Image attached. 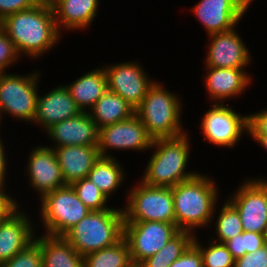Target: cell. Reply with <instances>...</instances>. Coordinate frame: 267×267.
<instances>
[{
	"mask_svg": "<svg viewBox=\"0 0 267 267\" xmlns=\"http://www.w3.org/2000/svg\"><path fill=\"white\" fill-rule=\"evenodd\" d=\"M0 28L13 42L19 56L41 59L60 43L62 34L57 28L54 10L49 0L33 8L16 12L0 22ZM54 47V48H53Z\"/></svg>",
	"mask_w": 267,
	"mask_h": 267,
	"instance_id": "6da1fadb",
	"label": "cell"
},
{
	"mask_svg": "<svg viewBox=\"0 0 267 267\" xmlns=\"http://www.w3.org/2000/svg\"><path fill=\"white\" fill-rule=\"evenodd\" d=\"M216 184L213 177L200 172L172 187L176 225L180 231L198 235L199 228L211 227L221 194Z\"/></svg>",
	"mask_w": 267,
	"mask_h": 267,
	"instance_id": "7a4b0ae2",
	"label": "cell"
},
{
	"mask_svg": "<svg viewBox=\"0 0 267 267\" xmlns=\"http://www.w3.org/2000/svg\"><path fill=\"white\" fill-rule=\"evenodd\" d=\"M190 137L187 132L174 138L153 140L150 148L153 153L140 180L149 186L172 188L195 177L198 171H187L192 147Z\"/></svg>",
	"mask_w": 267,
	"mask_h": 267,
	"instance_id": "3957f363",
	"label": "cell"
},
{
	"mask_svg": "<svg viewBox=\"0 0 267 267\" xmlns=\"http://www.w3.org/2000/svg\"><path fill=\"white\" fill-rule=\"evenodd\" d=\"M164 83L156 80L135 109L136 116L153 140L174 138L188 132L182 125V98L167 89Z\"/></svg>",
	"mask_w": 267,
	"mask_h": 267,
	"instance_id": "277c9868",
	"label": "cell"
},
{
	"mask_svg": "<svg viewBox=\"0 0 267 267\" xmlns=\"http://www.w3.org/2000/svg\"><path fill=\"white\" fill-rule=\"evenodd\" d=\"M123 225L122 208L90 211L63 237L84 257L86 254L113 246L120 241L123 238Z\"/></svg>",
	"mask_w": 267,
	"mask_h": 267,
	"instance_id": "5b68a950",
	"label": "cell"
},
{
	"mask_svg": "<svg viewBox=\"0 0 267 267\" xmlns=\"http://www.w3.org/2000/svg\"><path fill=\"white\" fill-rule=\"evenodd\" d=\"M41 71L34 69V72L32 70V73L24 75L0 73V124L4 115H10L19 122L33 123Z\"/></svg>",
	"mask_w": 267,
	"mask_h": 267,
	"instance_id": "8992f818",
	"label": "cell"
},
{
	"mask_svg": "<svg viewBox=\"0 0 267 267\" xmlns=\"http://www.w3.org/2000/svg\"><path fill=\"white\" fill-rule=\"evenodd\" d=\"M127 190L124 221H158L176 223L172 188L154 187L140 179Z\"/></svg>",
	"mask_w": 267,
	"mask_h": 267,
	"instance_id": "52a82bcc",
	"label": "cell"
},
{
	"mask_svg": "<svg viewBox=\"0 0 267 267\" xmlns=\"http://www.w3.org/2000/svg\"><path fill=\"white\" fill-rule=\"evenodd\" d=\"M38 200V213L44 227L41 233L48 235L63 236L91 211L78 198L71 185L58 188Z\"/></svg>",
	"mask_w": 267,
	"mask_h": 267,
	"instance_id": "ba28073f",
	"label": "cell"
},
{
	"mask_svg": "<svg viewBox=\"0 0 267 267\" xmlns=\"http://www.w3.org/2000/svg\"><path fill=\"white\" fill-rule=\"evenodd\" d=\"M199 122L203 141L223 148H234L248 135V114H239L232 105L211 103Z\"/></svg>",
	"mask_w": 267,
	"mask_h": 267,
	"instance_id": "9c48e42d",
	"label": "cell"
},
{
	"mask_svg": "<svg viewBox=\"0 0 267 267\" xmlns=\"http://www.w3.org/2000/svg\"><path fill=\"white\" fill-rule=\"evenodd\" d=\"M179 232L176 223L124 221L123 238L128 243L132 264L139 266Z\"/></svg>",
	"mask_w": 267,
	"mask_h": 267,
	"instance_id": "30bf717a",
	"label": "cell"
},
{
	"mask_svg": "<svg viewBox=\"0 0 267 267\" xmlns=\"http://www.w3.org/2000/svg\"><path fill=\"white\" fill-rule=\"evenodd\" d=\"M229 195L226 199L237 209L243 230L263 234L267 224V179L250 176Z\"/></svg>",
	"mask_w": 267,
	"mask_h": 267,
	"instance_id": "8fae6325",
	"label": "cell"
},
{
	"mask_svg": "<svg viewBox=\"0 0 267 267\" xmlns=\"http://www.w3.org/2000/svg\"><path fill=\"white\" fill-rule=\"evenodd\" d=\"M152 142L153 139L148 135L145 126L136 114L99 129L100 157H116L111 153L114 149L116 151H148Z\"/></svg>",
	"mask_w": 267,
	"mask_h": 267,
	"instance_id": "7c38bea8",
	"label": "cell"
},
{
	"mask_svg": "<svg viewBox=\"0 0 267 267\" xmlns=\"http://www.w3.org/2000/svg\"><path fill=\"white\" fill-rule=\"evenodd\" d=\"M104 65L107 76L108 90L121 96L129 105L136 109L143 101L149 87L155 82L151 80L144 64L136 61H125Z\"/></svg>",
	"mask_w": 267,
	"mask_h": 267,
	"instance_id": "4fadbf2b",
	"label": "cell"
},
{
	"mask_svg": "<svg viewBox=\"0 0 267 267\" xmlns=\"http://www.w3.org/2000/svg\"><path fill=\"white\" fill-rule=\"evenodd\" d=\"M254 0H199L191 12L207 36L234 29L248 12Z\"/></svg>",
	"mask_w": 267,
	"mask_h": 267,
	"instance_id": "5bb4252c",
	"label": "cell"
},
{
	"mask_svg": "<svg viewBox=\"0 0 267 267\" xmlns=\"http://www.w3.org/2000/svg\"><path fill=\"white\" fill-rule=\"evenodd\" d=\"M24 173L30 188L42 199L46 194L66 186L54 149L39 145L31 149Z\"/></svg>",
	"mask_w": 267,
	"mask_h": 267,
	"instance_id": "9a60e30c",
	"label": "cell"
},
{
	"mask_svg": "<svg viewBox=\"0 0 267 267\" xmlns=\"http://www.w3.org/2000/svg\"><path fill=\"white\" fill-rule=\"evenodd\" d=\"M236 29L207 36L205 67L246 68L252 63L253 57Z\"/></svg>",
	"mask_w": 267,
	"mask_h": 267,
	"instance_id": "2e32d148",
	"label": "cell"
},
{
	"mask_svg": "<svg viewBox=\"0 0 267 267\" xmlns=\"http://www.w3.org/2000/svg\"><path fill=\"white\" fill-rule=\"evenodd\" d=\"M206 75L203 78L206 95L209 102L226 104L229 99L238 98L252 84L251 75L246 68L204 67Z\"/></svg>",
	"mask_w": 267,
	"mask_h": 267,
	"instance_id": "e0dca14e",
	"label": "cell"
},
{
	"mask_svg": "<svg viewBox=\"0 0 267 267\" xmlns=\"http://www.w3.org/2000/svg\"><path fill=\"white\" fill-rule=\"evenodd\" d=\"M22 208L20 207L9 218L0 221V265L9 261L35 240L37 234L35 221Z\"/></svg>",
	"mask_w": 267,
	"mask_h": 267,
	"instance_id": "ac0fdd59",
	"label": "cell"
},
{
	"mask_svg": "<svg viewBox=\"0 0 267 267\" xmlns=\"http://www.w3.org/2000/svg\"><path fill=\"white\" fill-rule=\"evenodd\" d=\"M45 132L54 142L48 146L53 149L73 145L98 146L99 143V129L88 112L55 123Z\"/></svg>",
	"mask_w": 267,
	"mask_h": 267,
	"instance_id": "d6986e66",
	"label": "cell"
},
{
	"mask_svg": "<svg viewBox=\"0 0 267 267\" xmlns=\"http://www.w3.org/2000/svg\"><path fill=\"white\" fill-rule=\"evenodd\" d=\"M38 93L36 114L33 123L43 129L44 133L55 123L75 117L82 113L72 99L67 87L58 85L40 96Z\"/></svg>",
	"mask_w": 267,
	"mask_h": 267,
	"instance_id": "ffe728a7",
	"label": "cell"
},
{
	"mask_svg": "<svg viewBox=\"0 0 267 267\" xmlns=\"http://www.w3.org/2000/svg\"><path fill=\"white\" fill-rule=\"evenodd\" d=\"M54 10L57 28L64 30H86L97 17L100 0H49Z\"/></svg>",
	"mask_w": 267,
	"mask_h": 267,
	"instance_id": "44dd1931",
	"label": "cell"
},
{
	"mask_svg": "<svg viewBox=\"0 0 267 267\" xmlns=\"http://www.w3.org/2000/svg\"><path fill=\"white\" fill-rule=\"evenodd\" d=\"M54 152L66 185L86 178L100 157L98 146H62Z\"/></svg>",
	"mask_w": 267,
	"mask_h": 267,
	"instance_id": "7402d4cb",
	"label": "cell"
},
{
	"mask_svg": "<svg viewBox=\"0 0 267 267\" xmlns=\"http://www.w3.org/2000/svg\"><path fill=\"white\" fill-rule=\"evenodd\" d=\"M65 86L81 111L88 112L108 89L105 69L95 68Z\"/></svg>",
	"mask_w": 267,
	"mask_h": 267,
	"instance_id": "603a6c76",
	"label": "cell"
},
{
	"mask_svg": "<svg viewBox=\"0 0 267 267\" xmlns=\"http://www.w3.org/2000/svg\"><path fill=\"white\" fill-rule=\"evenodd\" d=\"M42 253V267H82L83 256L63 237L36 234Z\"/></svg>",
	"mask_w": 267,
	"mask_h": 267,
	"instance_id": "cb8c5ba5",
	"label": "cell"
},
{
	"mask_svg": "<svg viewBox=\"0 0 267 267\" xmlns=\"http://www.w3.org/2000/svg\"><path fill=\"white\" fill-rule=\"evenodd\" d=\"M88 113L100 129L130 118L135 114V109L121 96L107 89Z\"/></svg>",
	"mask_w": 267,
	"mask_h": 267,
	"instance_id": "d4e9b609",
	"label": "cell"
},
{
	"mask_svg": "<svg viewBox=\"0 0 267 267\" xmlns=\"http://www.w3.org/2000/svg\"><path fill=\"white\" fill-rule=\"evenodd\" d=\"M116 157H99L90 170L89 178L110 199L125 182V170Z\"/></svg>",
	"mask_w": 267,
	"mask_h": 267,
	"instance_id": "484cf974",
	"label": "cell"
},
{
	"mask_svg": "<svg viewBox=\"0 0 267 267\" xmlns=\"http://www.w3.org/2000/svg\"><path fill=\"white\" fill-rule=\"evenodd\" d=\"M129 246L124 238L115 245L86 254L82 267H131Z\"/></svg>",
	"mask_w": 267,
	"mask_h": 267,
	"instance_id": "4316f807",
	"label": "cell"
},
{
	"mask_svg": "<svg viewBox=\"0 0 267 267\" xmlns=\"http://www.w3.org/2000/svg\"><path fill=\"white\" fill-rule=\"evenodd\" d=\"M195 235L188 231H180L168 243L151 257L144 260L140 267H169L193 243Z\"/></svg>",
	"mask_w": 267,
	"mask_h": 267,
	"instance_id": "83f0119b",
	"label": "cell"
},
{
	"mask_svg": "<svg viewBox=\"0 0 267 267\" xmlns=\"http://www.w3.org/2000/svg\"><path fill=\"white\" fill-rule=\"evenodd\" d=\"M224 201L218 214H216V218H212V224L215 225L213 226L214 233L211 239L220 243H225L244 231L237 209L227 199Z\"/></svg>",
	"mask_w": 267,
	"mask_h": 267,
	"instance_id": "f1b7e54d",
	"label": "cell"
},
{
	"mask_svg": "<svg viewBox=\"0 0 267 267\" xmlns=\"http://www.w3.org/2000/svg\"><path fill=\"white\" fill-rule=\"evenodd\" d=\"M198 237L195 235L193 244L200 250L203 267H234L235 259L224 243L209 238L205 246Z\"/></svg>",
	"mask_w": 267,
	"mask_h": 267,
	"instance_id": "f546056e",
	"label": "cell"
},
{
	"mask_svg": "<svg viewBox=\"0 0 267 267\" xmlns=\"http://www.w3.org/2000/svg\"><path fill=\"white\" fill-rule=\"evenodd\" d=\"M71 186L75 190L78 198L91 211H101L113 208L112 206L110 207V205H107L109 199L89 178L86 177L75 181Z\"/></svg>",
	"mask_w": 267,
	"mask_h": 267,
	"instance_id": "4dcf8cb0",
	"label": "cell"
},
{
	"mask_svg": "<svg viewBox=\"0 0 267 267\" xmlns=\"http://www.w3.org/2000/svg\"><path fill=\"white\" fill-rule=\"evenodd\" d=\"M267 242L262 233L243 231L227 240L224 244L234 259L252 253L263 247Z\"/></svg>",
	"mask_w": 267,
	"mask_h": 267,
	"instance_id": "1f68e13d",
	"label": "cell"
},
{
	"mask_svg": "<svg viewBox=\"0 0 267 267\" xmlns=\"http://www.w3.org/2000/svg\"><path fill=\"white\" fill-rule=\"evenodd\" d=\"M0 267H42L41 247L34 241Z\"/></svg>",
	"mask_w": 267,
	"mask_h": 267,
	"instance_id": "d6a6232c",
	"label": "cell"
},
{
	"mask_svg": "<svg viewBox=\"0 0 267 267\" xmlns=\"http://www.w3.org/2000/svg\"><path fill=\"white\" fill-rule=\"evenodd\" d=\"M19 56L13 42L6 33L0 28V73L7 72L14 64L20 62Z\"/></svg>",
	"mask_w": 267,
	"mask_h": 267,
	"instance_id": "836d02e7",
	"label": "cell"
},
{
	"mask_svg": "<svg viewBox=\"0 0 267 267\" xmlns=\"http://www.w3.org/2000/svg\"><path fill=\"white\" fill-rule=\"evenodd\" d=\"M234 267H267V243L258 250L235 259Z\"/></svg>",
	"mask_w": 267,
	"mask_h": 267,
	"instance_id": "e575fe53",
	"label": "cell"
},
{
	"mask_svg": "<svg viewBox=\"0 0 267 267\" xmlns=\"http://www.w3.org/2000/svg\"><path fill=\"white\" fill-rule=\"evenodd\" d=\"M42 0H0V22L7 16L33 8Z\"/></svg>",
	"mask_w": 267,
	"mask_h": 267,
	"instance_id": "d590c367",
	"label": "cell"
},
{
	"mask_svg": "<svg viewBox=\"0 0 267 267\" xmlns=\"http://www.w3.org/2000/svg\"><path fill=\"white\" fill-rule=\"evenodd\" d=\"M169 267H203L200 250L192 243Z\"/></svg>",
	"mask_w": 267,
	"mask_h": 267,
	"instance_id": "8d00e7d4",
	"label": "cell"
},
{
	"mask_svg": "<svg viewBox=\"0 0 267 267\" xmlns=\"http://www.w3.org/2000/svg\"><path fill=\"white\" fill-rule=\"evenodd\" d=\"M248 135H267V108L248 114Z\"/></svg>",
	"mask_w": 267,
	"mask_h": 267,
	"instance_id": "74e56055",
	"label": "cell"
},
{
	"mask_svg": "<svg viewBox=\"0 0 267 267\" xmlns=\"http://www.w3.org/2000/svg\"><path fill=\"white\" fill-rule=\"evenodd\" d=\"M5 184H0V221L9 218L15 211H17L21 204L18 200L12 197V194L7 193Z\"/></svg>",
	"mask_w": 267,
	"mask_h": 267,
	"instance_id": "f35d334b",
	"label": "cell"
},
{
	"mask_svg": "<svg viewBox=\"0 0 267 267\" xmlns=\"http://www.w3.org/2000/svg\"><path fill=\"white\" fill-rule=\"evenodd\" d=\"M1 133H0V184H6L5 182H8L6 181V176H8V172H10L9 170H7V167H8V156L6 155L7 151L5 150L6 147L4 145V139H2L1 137ZM8 171V172H7Z\"/></svg>",
	"mask_w": 267,
	"mask_h": 267,
	"instance_id": "ab89813d",
	"label": "cell"
},
{
	"mask_svg": "<svg viewBox=\"0 0 267 267\" xmlns=\"http://www.w3.org/2000/svg\"><path fill=\"white\" fill-rule=\"evenodd\" d=\"M248 138L253 139L254 142L258 143V145L263 147V149L267 152V135H248Z\"/></svg>",
	"mask_w": 267,
	"mask_h": 267,
	"instance_id": "60d3db41",
	"label": "cell"
},
{
	"mask_svg": "<svg viewBox=\"0 0 267 267\" xmlns=\"http://www.w3.org/2000/svg\"><path fill=\"white\" fill-rule=\"evenodd\" d=\"M263 237H264L265 241L267 242V224H266L264 231H263Z\"/></svg>",
	"mask_w": 267,
	"mask_h": 267,
	"instance_id": "b9f144b4",
	"label": "cell"
},
{
	"mask_svg": "<svg viewBox=\"0 0 267 267\" xmlns=\"http://www.w3.org/2000/svg\"><path fill=\"white\" fill-rule=\"evenodd\" d=\"M131 267H140V266L133 264Z\"/></svg>",
	"mask_w": 267,
	"mask_h": 267,
	"instance_id": "7bdbcfd3",
	"label": "cell"
}]
</instances>
